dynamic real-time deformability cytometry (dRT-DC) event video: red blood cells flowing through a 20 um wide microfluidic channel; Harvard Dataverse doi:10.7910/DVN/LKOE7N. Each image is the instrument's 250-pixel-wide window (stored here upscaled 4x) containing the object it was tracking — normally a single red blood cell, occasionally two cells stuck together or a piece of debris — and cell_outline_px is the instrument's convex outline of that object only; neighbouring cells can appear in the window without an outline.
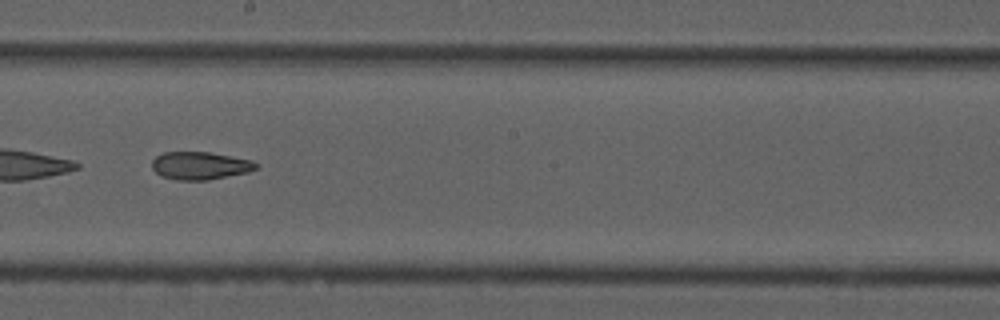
{"species": "common noctule bat (a hibernating species)", "species_latin": "Nyctalus noctula", "temperature_condition": "cold", "stored_images_in_passage": 52, "camera_frame_rate_fps": 3000, "um_per_image_px": 0.085, "animal": {"sex": "male", "forearm_length_mm": 52.5}, "frame": {"image": 1, "passage_image": 30, "time_ms": 9.667, "image_size_px": [1000, 320], "cell_outline_px": [[260, 164], [256, 168], [248, 172], [208, 180], [176, 180], [160, 176], [152, 168], [152, 160], [156, 156], [164, 152], [208, 152], [252, 160]], "centroid_in_image_um": [16.99, 14.08], "position_along_channel_um": 231.2, "area_um2": 16.88}, "authors_computed_cell_mechanics": {"area_um2": 19.9699, "velocity_mm_per_s": 3.814, "shape_relaxation_time_tau1_ms": null, "shape_relaxation_time_tau2_ms": 4.6892, "deformation_change_tau1": null, "deformation_change_tau2": 0.1355}}